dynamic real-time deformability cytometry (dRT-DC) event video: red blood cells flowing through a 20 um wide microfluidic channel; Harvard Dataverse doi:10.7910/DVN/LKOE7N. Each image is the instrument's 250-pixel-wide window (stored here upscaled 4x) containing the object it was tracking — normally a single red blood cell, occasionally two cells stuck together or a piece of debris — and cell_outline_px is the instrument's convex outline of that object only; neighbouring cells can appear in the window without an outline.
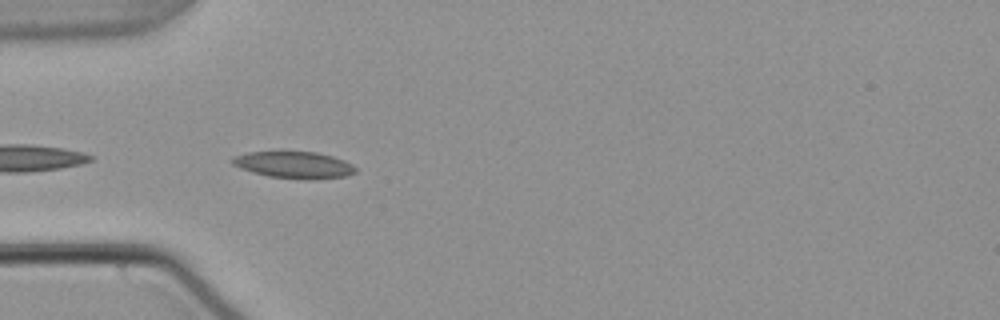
{"species": "common noctule bat (a hibernating species)", "species_latin": "Nyctalus noctula", "temperature_condition": "warm", "stored_images_in_passage": 7, "camera_frame_rate_fps": 3000, "um_per_image_px": 0.085, "animal": {"sex": "male", "body_mass_g": 21.5, "forearm_length_mm": 52.0}, "frame": {"image": 1, "passage_image": 2, "time_ms": 0.333, "image_size_px": [1000, 320], "cell_outline_px": [[356, 172], [348, 176], [312, 180], [308, 180], [268, 176], [252, 172], [240, 168], [232, 164], [228, 160], [232, 156], [248, 152], [316, 152], [332, 156], [344, 160], [352, 164], [356, 168]], "centroid_in_image_um": [24.98, 14.02], "position_along_channel_um": 60.0, "area_um2": 19.42}}